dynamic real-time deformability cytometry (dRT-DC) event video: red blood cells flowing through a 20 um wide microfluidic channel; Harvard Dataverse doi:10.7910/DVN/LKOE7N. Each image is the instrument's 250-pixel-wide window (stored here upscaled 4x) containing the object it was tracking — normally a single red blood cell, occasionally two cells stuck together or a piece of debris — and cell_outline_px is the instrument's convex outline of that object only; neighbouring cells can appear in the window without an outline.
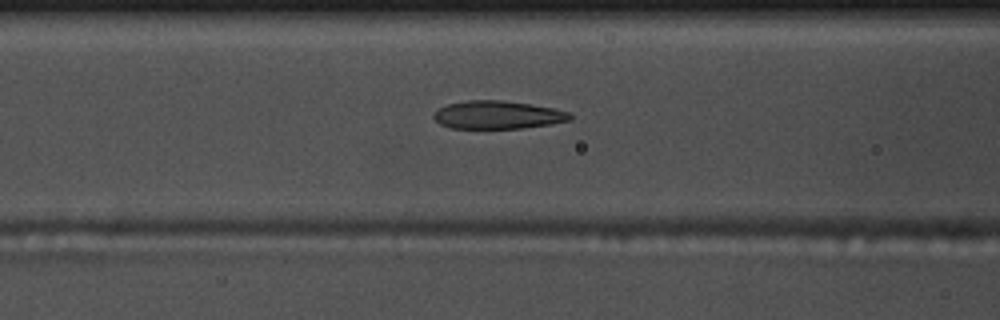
{"species": "common noctule bat (a hibernating species)", "species_latin": "Nyctalus noctula", "temperature_condition": "warm", "stored_images_in_passage": 41, "camera_frame_rate_fps": 3000, "um_per_image_px": 0.085, "animal": {"sex": "male", "body_mass_g": 17.5, "forearm_length_mm": 52.3}, "frame": {"image": 1, "passage_image": 8, "time_ms": 2.333, "image_size_px": [1000, 320], "cell_outline_px": [[572, 120], [552, 124], [520, 128], [452, 128], [440, 124], [432, 116], [440, 108], [448, 104], [468, 100], [500, 100], [532, 104], [552, 108], [568, 112], [572, 116]], "centroid_in_image_um": [42.32, 9.76], "position_along_channel_um": 124.3, "area_um2": 22.14}}
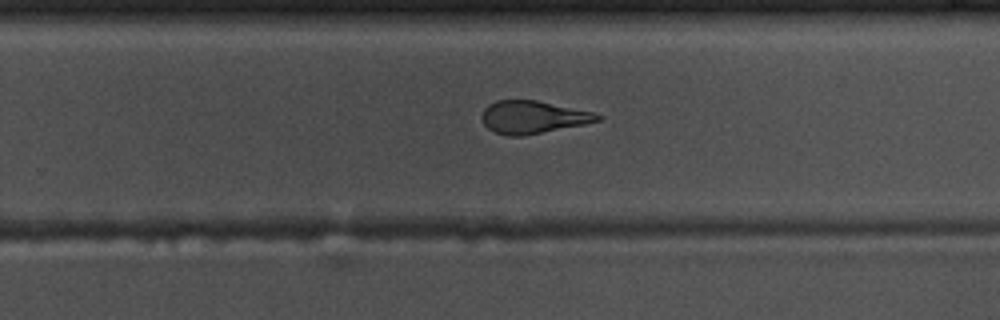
{"frame": {"image": 2, "passage_image": 21, "time_ms": 6.667, "image_size_px": [1000, 320], "cell_outline_px": [[604, 116], [600, 120], [584, 124], [524, 136], [508, 136], [496, 132], [488, 128], [484, 124], [480, 116], [484, 108], [488, 104], [496, 100], [536, 100], [596, 112]], "centroid_in_image_um": [45.3, 9.95], "position_along_channel_um": 284.5, "area_um2": 22.2}}
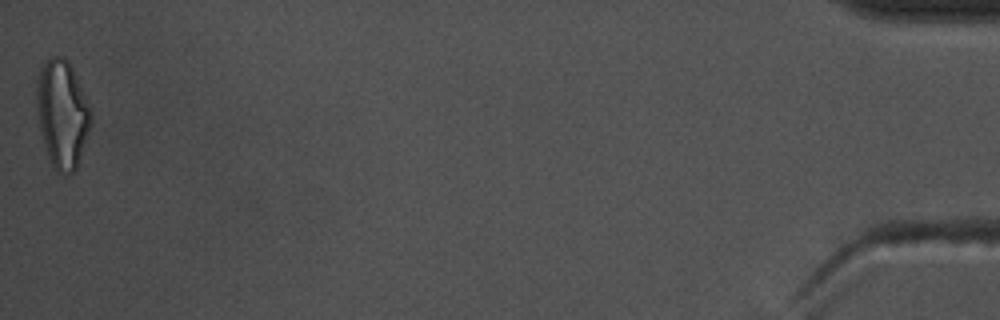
{"frame": {"image": 3, "passage_image": 41, "time_ms": 13.333, "image_size_px": [1000, 320], "cell_outline_px": [[92, 124], [76, 168], [68, 176], [64, 176], [56, 172], [52, 168], [44, 144], [40, 128], [36, 108], [36, 88], [40, 64], [52, 56], [60, 56], [68, 60], [92, 108]], "centroid_in_image_um": [5.29, 9.69], "position_along_channel_um": 429.9, "area_um2": 34.68}, "authors_computed_cell_mechanics": {"area_um2": 22.8888, "velocity_mm_per_s": 3.7042, "shape_relaxation_time_tau1_ms": 8.2091, "shape_relaxation_time_tau2_ms": 1.7558, "deformation_change_tau1": 0.2541, "deformation_change_tau2": 0.1159}}